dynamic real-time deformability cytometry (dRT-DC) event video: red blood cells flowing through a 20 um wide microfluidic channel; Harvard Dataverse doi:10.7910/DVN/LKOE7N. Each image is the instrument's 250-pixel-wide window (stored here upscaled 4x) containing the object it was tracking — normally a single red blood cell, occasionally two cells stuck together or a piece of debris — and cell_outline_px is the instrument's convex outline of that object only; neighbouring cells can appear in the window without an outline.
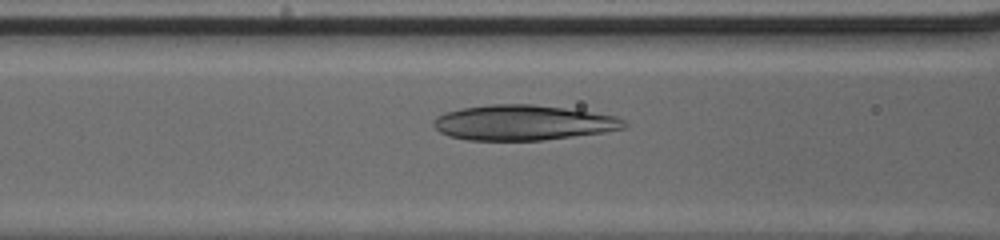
{"species": "human", "species_latin": "Homo sapiens", "temperature_condition": "cold", "stored_images_in_passage": 47, "camera_frame_rate_fps": 3000, "um_per_image_px": 0.085, "donor": {"sex": "male"}, "frame": {"image": 1, "passage_image": 20, "time_ms": 6.333, "image_size_px": [1000, 240], "cell_outline_px": [[628, 128], [604, 132], [544, 140], [468, 140], [448, 136], [440, 132], [432, 124], [432, 120], [436, 116], [444, 112], [460, 108], [488, 104], [532, 104], [564, 108], [592, 112], [616, 116], [624, 120], [628, 124]], "centroid_in_image_um": [44.44, 10.42], "position_along_channel_um": 122.2, "area_um2": 39.36}}
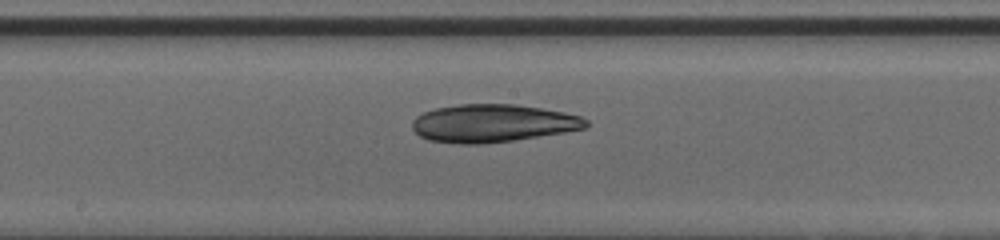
{"frame": {"image": 2, "passage_image": 26, "time_ms": 8.333, "image_size_px": [1000, 240], "cell_outline_px": [[588, 124], [584, 128], [564, 132], [516, 140], [480, 144], [460, 144], [428, 140], [420, 136], [412, 128], [412, 120], [416, 116], [424, 112], [436, 108], [460, 104], [516, 104], [564, 112], [580, 116], [588, 120]], "centroid_in_image_um": [41.86, 10.48], "position_along_channel_um": 206.3, "area_um2": 38.32}}
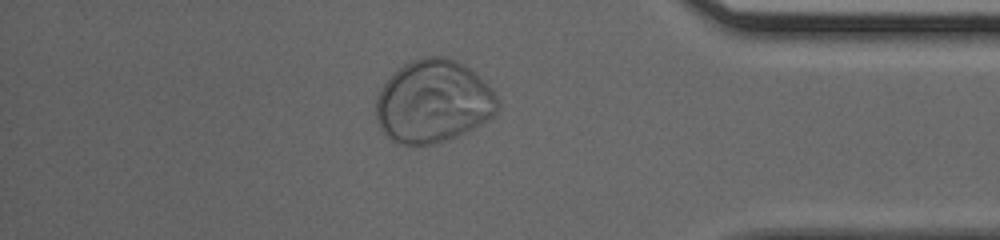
{"frame": {"image": 3, "passage_image": 41, "time_ms": 13.333, "image_size_px": [1000, 240], "cell_outline_px": [[500, 104], [496, 112], [488, 120], [468, 132], [432, 144], [412, 148], [400, 144], [392, 140], [380, 128], [376, 120], [376, 96], [380, 88], [392, 72], [404, 64], [420, 56], [444, 56], [456, 60], [464, 64], [484, 80], [492, 88]], "centroid_in_image_um": [36.81, 8.63], "position_along_channel_um": 398.4, "area_um2": 59.53}}